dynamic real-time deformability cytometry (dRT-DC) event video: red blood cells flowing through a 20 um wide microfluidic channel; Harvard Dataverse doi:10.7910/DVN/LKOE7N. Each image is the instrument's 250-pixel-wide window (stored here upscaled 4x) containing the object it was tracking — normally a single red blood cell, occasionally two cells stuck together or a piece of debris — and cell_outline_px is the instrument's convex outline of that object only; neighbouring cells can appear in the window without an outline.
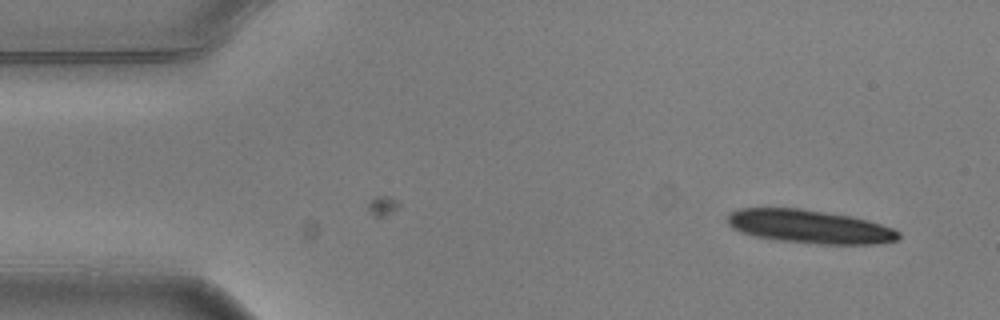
{"species": "common noctule bat (a hibernating species)", "species_latin": "Nyctalus noctula", "temperature_condition": "warm", "stored_images_in_passage": 3, "camera_frame_rate_fps": 3000, "um_per_image_px": 0.085, "animal": {"sex": "male", "body_mass_g": 20.5, "forearm_length_mm": 52.5}, "frame": {"image": 1, "passage_image": 3, "time_ms": 0.667, "image_size_px": [1000, 320], "cell_outline_px": [[900, 240], [876, 244], [820, 244], [780, 240], [756, 236], [740, 232], [732, 228], [728, 224], [728, 212], [740, 208], [800, 208], [852, 216], [868, 220], [892, 228], [900, 232]], "centroid_in_image_um": [68.83, 19.25], "position_along_channel_um": 16.2, "area_um2": 33.41}}